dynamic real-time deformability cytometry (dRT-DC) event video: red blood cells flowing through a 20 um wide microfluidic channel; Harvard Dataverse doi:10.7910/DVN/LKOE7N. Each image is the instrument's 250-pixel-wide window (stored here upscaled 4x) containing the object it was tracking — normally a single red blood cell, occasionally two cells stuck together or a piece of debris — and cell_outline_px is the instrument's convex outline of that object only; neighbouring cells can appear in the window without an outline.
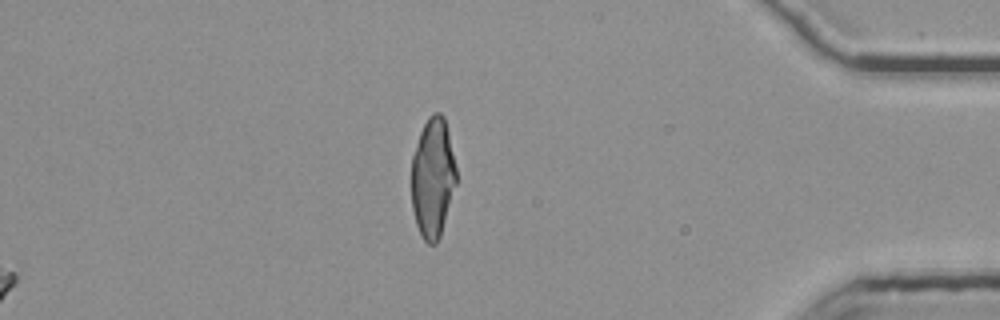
{"species": "common noctule bat (a hibernating species)", "species_latin": "Nyctalus noctula", "temperature_condition": "room temperature", "stored_images_in_passage": 56, "segment_of_instrument_passage": [2, 2], "camera_frame_rate_fps": 3000, "um_per_image_px": 0.085, "animal": {"sex": "female", "body_mass_g": 25.1}, "frame": {"image": 1, "passage_image": 56, "time_ms": 18.333, "image_size_px": [1000, 320], "cell_outline_px": [[456, 184], [440, 236], [436, 244], [428, 244], [424, 240], [416, 224], [412, 208], [412, 156], [420, 132], [428, 116], [432, 112], [440, 112], [444, 116], [448, 132], [456, 168]], "centroid_in_image_um": [36.78, 15.09], "position_along_channel_um": 398.4, "area_um2": 31.15}}